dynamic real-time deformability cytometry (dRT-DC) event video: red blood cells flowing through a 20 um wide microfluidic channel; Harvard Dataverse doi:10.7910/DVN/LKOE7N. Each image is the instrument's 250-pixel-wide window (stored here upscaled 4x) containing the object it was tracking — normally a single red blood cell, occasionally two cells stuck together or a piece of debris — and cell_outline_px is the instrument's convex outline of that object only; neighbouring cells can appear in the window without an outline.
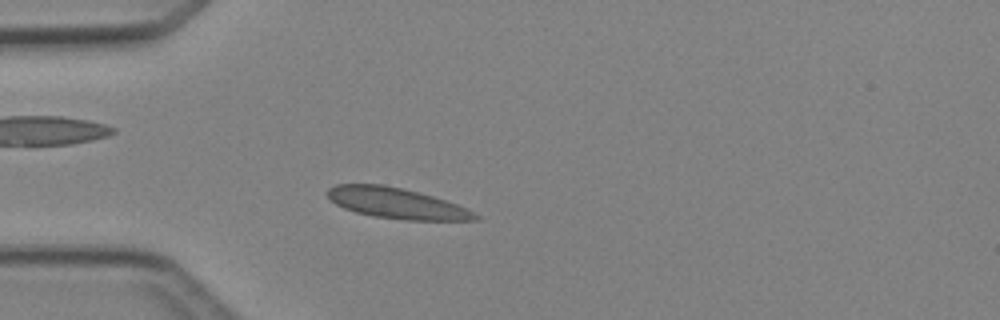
{"species": "Egyptian fruit bat (a non-hibernating species)", "species_latin": "Rousettus aegyptiacus", "temperature_condition": "cold", "stored_images_in_passage": 5, "camera_frame_rate_fps": 3000, "um_per_image_px": 0.085, "animal": {"sex": "female"}, "frame": {"image": 1, "passage_image": 5, "time_ms": 4.667, "image_size_px": [1000, 320], "cell_outline_px": [[480, 220], [404, 220], [372, 216], [356, 212], [344, 208], [336, 204], [328, 196], [328, 188], [336, 184], [380, 184], [400, 188], [432, 196], [468, 208], [480, 216]], "centroid_in_image_um": [33.72, 17.28], "position_along_channel_um": 51.3, "area_um2": 26.18}}